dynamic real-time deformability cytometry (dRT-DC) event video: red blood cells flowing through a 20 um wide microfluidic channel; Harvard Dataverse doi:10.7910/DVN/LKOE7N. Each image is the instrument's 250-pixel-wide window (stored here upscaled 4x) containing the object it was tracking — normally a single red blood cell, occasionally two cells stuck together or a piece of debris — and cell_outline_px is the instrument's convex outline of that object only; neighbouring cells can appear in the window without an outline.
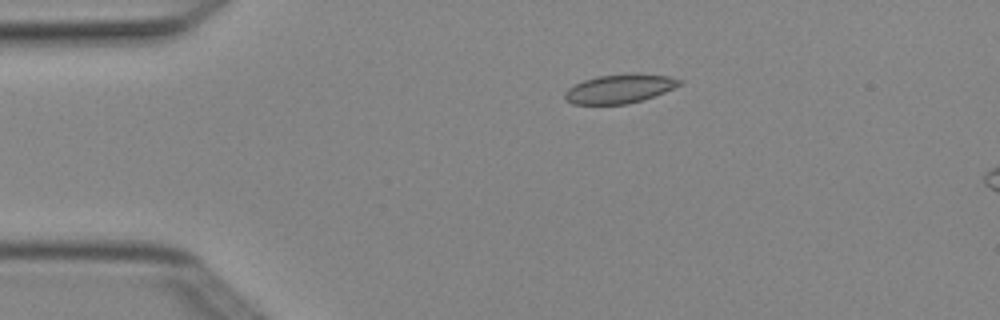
{"species": "Egyptian fruit bat (a non-hibernating species)", "species_latin": "Rousettus aegyptiacus", "temperature_condition": "cold", "stored_images_in_passage": 5, "camera_frame_rate_fps": 3000, "um_per_image_px": 0.085, "animal": {"sex": "female"}, "frame": {"image": 1, "passage_image": 3, "time_ms": 0.667, "image_size_px": [1000, 320], "cell_outline_px": [[684, 80], [680, 84], [664, 92], [644, 100], [628, 104], [572, 104], [564, 100], [564, 92], [568, 88], [584, 80], [596, 76], [628, 72], [640, 72], [668, 76]], "centroid_in_image_um": [52.67, 7.52], "position_along_channel_um": 32.3, "area_um2": 19.77}}